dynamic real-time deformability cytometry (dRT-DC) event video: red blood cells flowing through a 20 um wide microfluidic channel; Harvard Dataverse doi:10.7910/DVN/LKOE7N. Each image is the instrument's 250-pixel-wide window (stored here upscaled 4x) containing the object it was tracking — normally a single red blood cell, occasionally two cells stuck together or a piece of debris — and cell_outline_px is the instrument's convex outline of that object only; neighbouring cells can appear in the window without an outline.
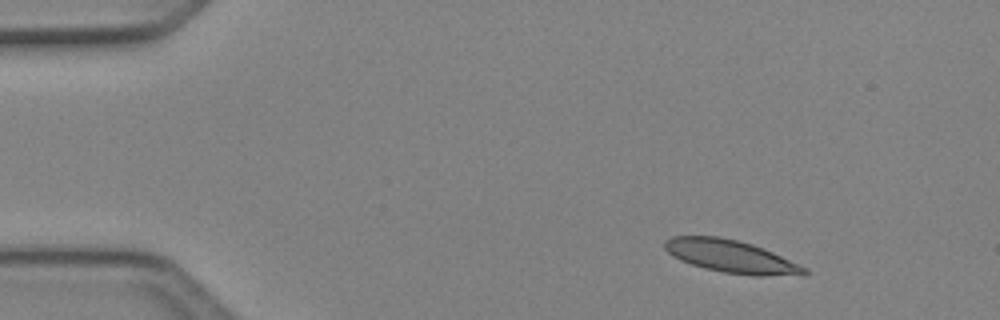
{"species": "Egyptian fruit bat (a non-hibernating species)", "species_latin": "Rousettus aegyptiacus", "temperature_condition": "cold", "stored_images_in_passage": 4, "camera_frame_rate_fps": 3000, "um_per_image_px": 0.085, "animal": {"sex": "female"}, "frame": {"image": 1, "passage_image": 1, "time_ms": 0.0, "image_size_px": [1000, 320], "cell_outline_px": [[812, 272], [808, 276], [752, 276], [724, 272], [704, 268], [680, 260], [672, 256], [664, 248], [664, 240], [672, 236], [716, 236], [736, 240], [752, 244], [764, 248], [808, 268]], "centroid_in_image_um": [62.22, 21.82], "position_along_channel_um": 22.8, "area_um2": 26.99}}
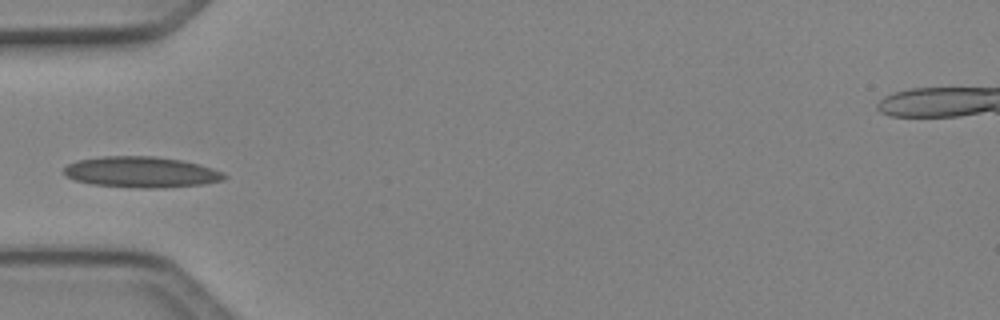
{"frame": {"image": 2, "passage_image": 4, "time_ms": 1.0, "image_size_px": [1000, 320], "cell_outline_px": [[228, 176], [224, 180], [204, 184], [156, 188], [140, 188], [92, 184], [76, 180], [64, 176], [64, 168], [68, 164], [76, 160], [104, 156], [156, 156], [180, 160], [200, 164], [224, 172]], "centroid_in_image_um": [12.02, 14.62], "position_along_channel_um": 73.0, "area_um2": 28.96}}